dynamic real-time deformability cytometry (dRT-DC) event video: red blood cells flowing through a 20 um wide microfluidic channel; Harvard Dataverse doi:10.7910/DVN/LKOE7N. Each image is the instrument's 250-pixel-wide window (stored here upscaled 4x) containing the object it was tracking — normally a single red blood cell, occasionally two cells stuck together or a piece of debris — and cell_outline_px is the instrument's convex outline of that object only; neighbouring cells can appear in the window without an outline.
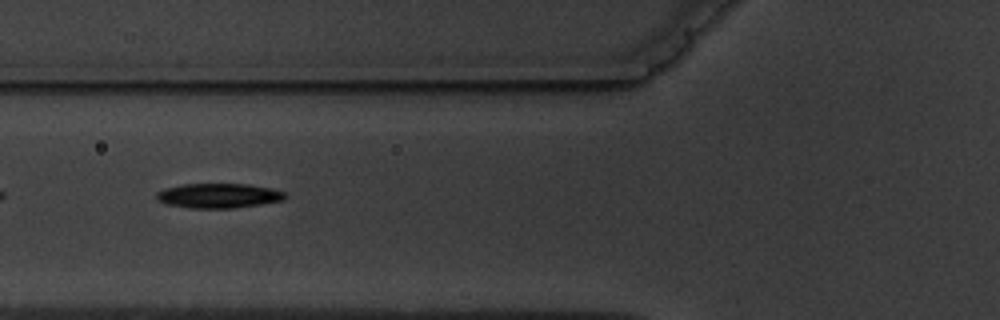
{"species": "common noctule bat (a hibernating species)", "species_latin": "Nyctalus noctula", "temperature_condition": "warm", "stored_images_in_passage": 2, "camera_frame_rate_fps": 3000, "um_per_image_px": 0.085, "animal": {"sex": "male", "body_mass_g": 19.5, "forearm_length_mm": 54.6}, "frame": {"image": 1, "passage_image": 2, "time_ms": 1.333, "image_size_px": [1000, 320], "cell_outline_px": [[288, 196], [284, 200], [260, 204], [232, 208], [188, 208], [168, 204], [156, 200], [156, 192], [164, 188], [184, 184], [248, 184], [272, 188], [284, 192]], "centroid_in_image_um": [18.58, 16.63], "position_along_channel_um": 107.2, "area_um2": 18.55}}